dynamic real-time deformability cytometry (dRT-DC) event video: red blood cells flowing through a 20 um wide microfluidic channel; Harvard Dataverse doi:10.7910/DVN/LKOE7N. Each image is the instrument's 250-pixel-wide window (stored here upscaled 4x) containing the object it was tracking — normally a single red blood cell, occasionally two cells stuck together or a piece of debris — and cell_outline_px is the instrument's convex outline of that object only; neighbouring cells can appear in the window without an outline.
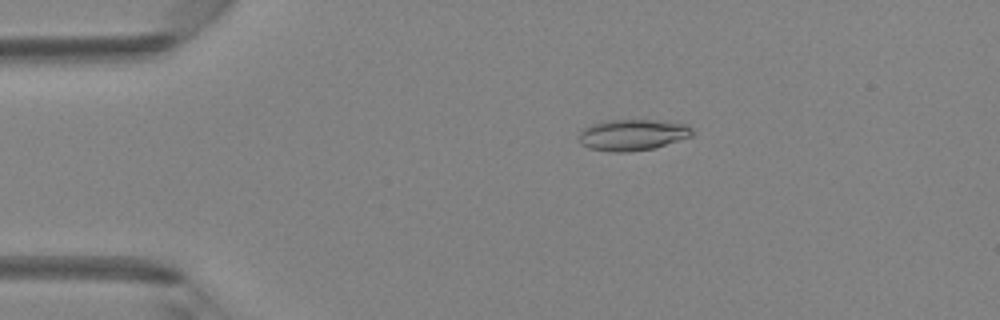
{"species": "Egyptian fruit bat (a non-hibernating species)", "species_latin": "Rousettus aegyptiacus", "temperature_condition": "room temperature", "stored_images_in_passage": 49, "camera_frame_rate_fps": 3000, "um_per_image_px": 0.085, "animal": {"sex": "female"}, "frame": {"image": 1, "passage_image": 10, "time_ms": 3.0, "image_size_px": [1000, 320], "cell_outline_px": [[692, 136], [652, 148], [628, 152], [612, 152], [588, 148], [580, 144], [580, 132], [584, 128], [600, 120], [656, 120], [688, 124], [692, 128]], "centroid_in_image_um": [53.74, 11.45], "position_along_channel_um": 31.3, "area_um2": 20.58}}
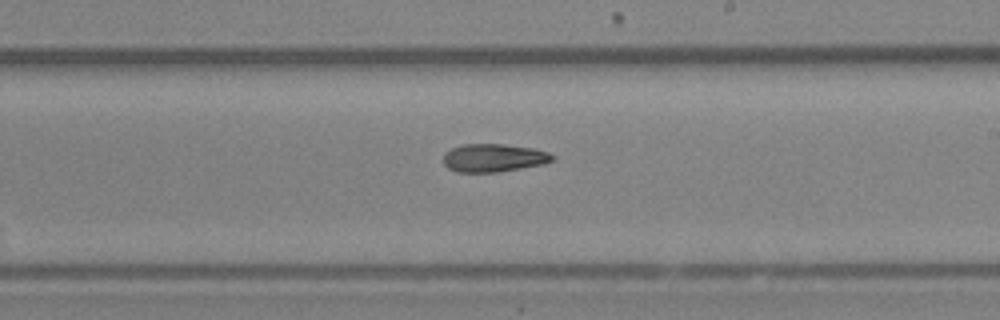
{"frame": {"image": 2, "passage_image": 29, "time_ms": 9.333, "image_size_px": [1000, 320], "cell_outline_px": [[556, 156], [552, 160], [544, 164], [496, 172], [456, 172], [448, 168], [444, 164], [444, 152], [452, 148], [464, 144], [504, 144], [532, 148], [548, 152]], "centroid_in_image_um": [41.95, 13.41], "position_along_channel_um": 247.1, "area_um2": 17.8}}
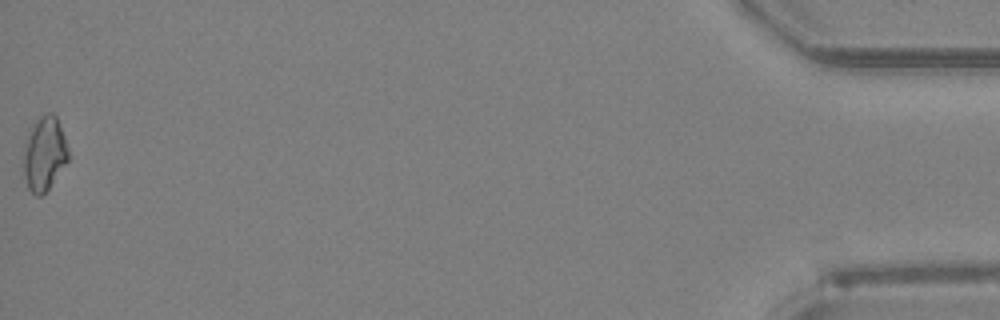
{"frame": {"image": 3, "passage_image": 49, "time_ms": 16.0, "image_size_px": [1000, 320], "cell_outline_px": [[68, 160], [48, 188], [40, 196], [36, 196], [28, 188], [24, 176], [24, 148], [28, 128], [40, 116], [48, 112], [52, 112], [56, 116], [64, 136], [68, 148]], "centroid_in_image_um": [3.75, 13.02], "position_along_channel_um": 431.4, "area_um2": 19.19}}